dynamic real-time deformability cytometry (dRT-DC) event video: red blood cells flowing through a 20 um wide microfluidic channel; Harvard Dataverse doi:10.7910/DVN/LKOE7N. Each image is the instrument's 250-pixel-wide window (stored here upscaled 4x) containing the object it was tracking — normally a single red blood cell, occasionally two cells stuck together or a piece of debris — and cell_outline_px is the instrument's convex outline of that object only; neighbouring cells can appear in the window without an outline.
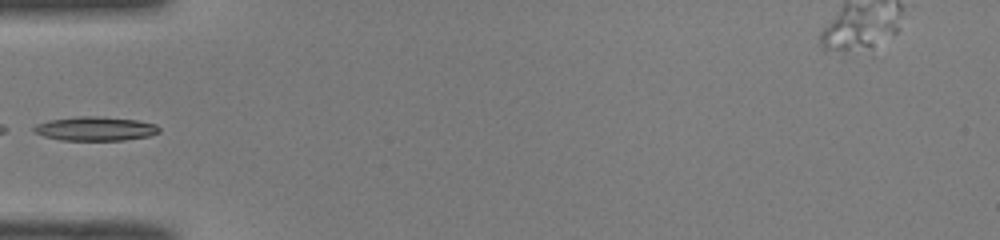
{"species": "common noctule bat (a hibernating species)", "species_latin": "Nyctalus noctula", "temperature_condition": "room temperature", "stored_images_in_passage": 24, "camera_frame_rate_fps": 3000, "um_per_image_px": 0.085, "animal": {"sex": "male", "body_mass_g": 19.0, "forearm_length_mm": 50.8}, "frame": {"image": 1, "passage_image": 1, "time_ms": 0.0, "image_size_px": [1000, 240], "cell_outline_px": [[160, 132], [148, 136], [124, 140], [60, 140], [44, 136], [32, 132], [32, 128], [36, 124], [48, 120], [80, 116], [100, 116], [136, 120], [156, 124], [160, 128]], "centroid_in_image_um": [8.07, 10.93], "position_along_channel_um": 76.9, "area_um2": 17.63}}
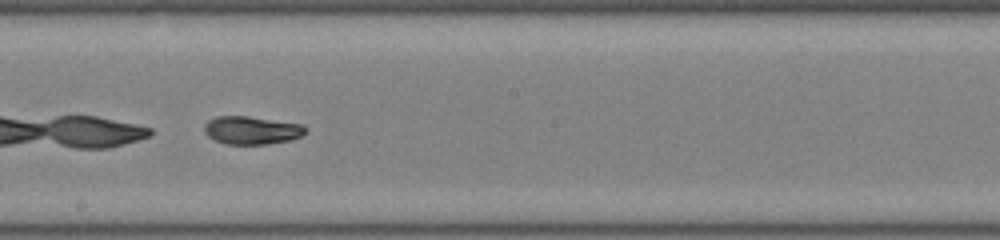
{"frame": {"image": 2, "passage_image": 12, "time_ms": 3.667, "image_size_px": [1000, 240], "cell_outline_px": [[308, 128], [300, 136], [292, 140], [268, 144], [224, 144], [208, 136], [204, 132], [204, 124], [208, 120], [216, 116], [248, 116], [304, 124]], "centroid_in_image_um": [21.4, 11.06], "position_along_channel_um": 226.8, "area_um2": 16.7}}
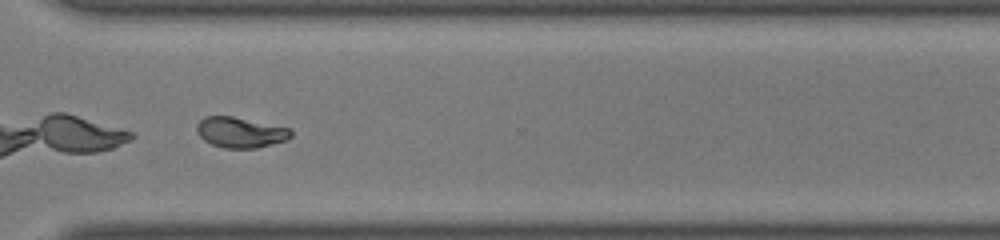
{"frame": {"image": 3, "passage_image": 21, "time_ms": 6.667, "image_size_px": [1000, 240], "cell_outline_px": [[292, 136], [288, 140], [256, 148], [224, 148], [212, 144], [204, 140], [196, 132], [196, 124], [204, 116], [232, 116], [292, 128]], "centroid_in_image_um": [20.45, 11.25], "position_along_channel_um": 350.2, "area_um2": 16.94}}